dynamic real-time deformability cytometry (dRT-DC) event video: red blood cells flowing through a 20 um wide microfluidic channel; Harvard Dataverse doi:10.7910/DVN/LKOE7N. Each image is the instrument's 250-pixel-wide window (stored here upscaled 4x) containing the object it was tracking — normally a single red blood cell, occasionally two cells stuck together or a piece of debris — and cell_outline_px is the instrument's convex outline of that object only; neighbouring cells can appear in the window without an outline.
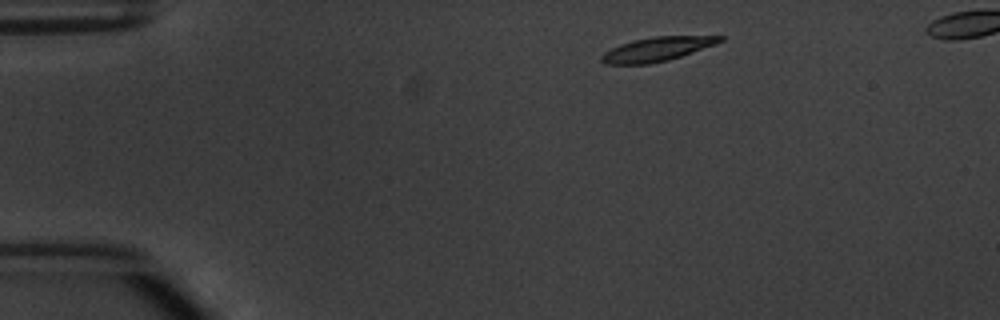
{"species": "common noctule bat (a hibernating species)", "species_latin": "Nyctalus noctula", "temperature_condition": "warm", "stored_images_in_passage": 3, "segment_of_instrument_passage": [1, 2], "camera_frame_rate_fps": 3000, "um_per_image_px": 0.085, "animal": {"sex": "male", "body_mass_g": 20.1, "forearm_length_mm": 53.5}, "frame": {"image": 1, "passage_image": 1, "time_ms": 0.0, "image_size_px": [1000, 320], "cell_outline_px": [[724, 40], [716, 44], [668, 60], [648, 64], [604, 64], [600, 60], [600, 56], [604, 52], [620, 44], [632, 40], [652, 36], [724, 36]], "centroid_in_image_um": [55.81, 4.17], "position_along_channel_um": 29.2, "area_um2": 16.59}}